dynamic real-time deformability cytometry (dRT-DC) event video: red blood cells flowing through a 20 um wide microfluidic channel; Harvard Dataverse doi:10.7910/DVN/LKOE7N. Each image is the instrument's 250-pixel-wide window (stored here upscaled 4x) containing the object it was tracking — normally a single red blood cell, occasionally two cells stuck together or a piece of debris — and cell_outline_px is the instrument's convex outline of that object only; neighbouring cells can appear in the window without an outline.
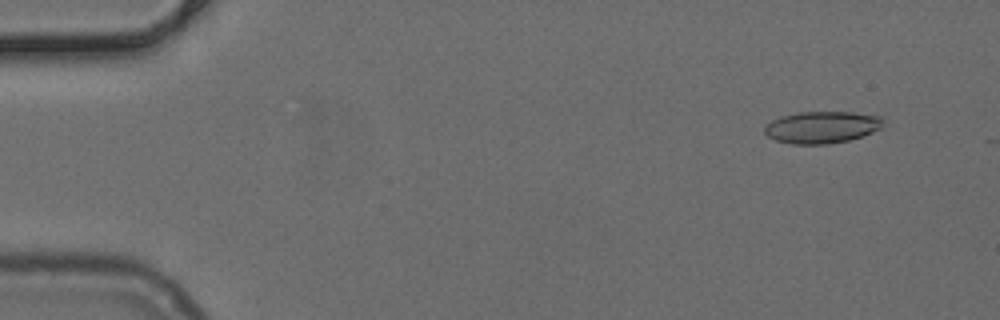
{"species": "common noctule bat (a hibernating species)", "species_latin": "Nyctalus noctula", "temperature_condition": "cold", "stored_images_in_passage": 11, "camera_frame_rate_fps": 3000, "um_per_image_px": 0.085, "animal": {"sex": "female", "body_mass_g": 24.6, "forearm_length_mm": 56.2}, "frame": {"image": 1, "passage_image": 4, "time_ms": 1.0, "image_size_px": [1000, 320], "cell_outline_px": [[884, 120], [880, 128], [864, 136], [848, 140], [828, 144], [792, 144], [776, 140], [768, 136], [764, 132], [764, 124], [780, 116], [800, 112], [852, 112], [880, 116]], "centroid_in_image_um": [69.84, 10.81], "position_along_channel_um": 15.2, "area_um2": 22.14}}